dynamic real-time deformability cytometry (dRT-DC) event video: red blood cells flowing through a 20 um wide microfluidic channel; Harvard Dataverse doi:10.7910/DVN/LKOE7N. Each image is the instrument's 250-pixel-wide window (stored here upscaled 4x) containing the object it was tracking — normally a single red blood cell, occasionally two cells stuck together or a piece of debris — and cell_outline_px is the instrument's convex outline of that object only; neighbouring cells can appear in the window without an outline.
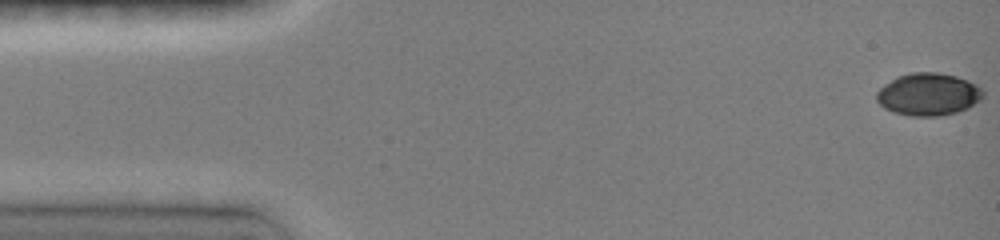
{"species": "common noctule bat (a hibernating species)", "species_latin": "Nyctalus noctula", "temperature_condition": "room temperature", "stored_images_in_passage": 36, "camera_frame_rate_fps": 3000, "um_per_image_px": 0.085, "animal": {"sex": "female", "body_mass_g": 19.0, "forearm_length_mm": 51.5}, "frame": {"image": 1, "passage_image": 1, "time_ms": 0.0, "image_size_px": [1000, 240], "cell_outline_px": [[984, 96], [980, 100], [968, 108], [956, 112], [940, 116], [908, 116], [892, 112], [884, 108], [876, 100], [876, 92], [884, 84], [896, 76], [912, 72], [936, 72], [956, 76], [968, 80], [976, 84], [984, 92]], "centroid_in_image_um": [78.89, 8.02], "position_along_channel_um": 6.1, "area_um2": 26.59}}
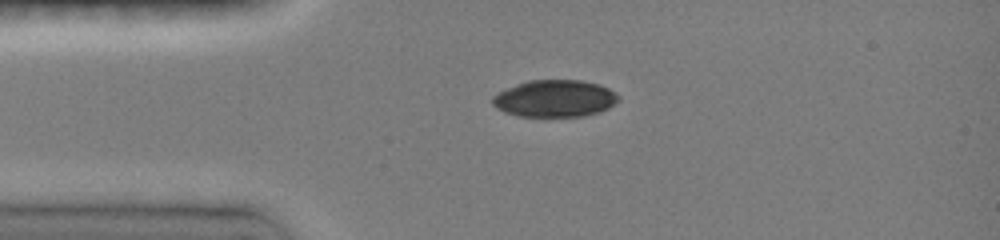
{"frame": {"image": 2, "passage_image": 18, "time_ms": 3.333, "image_size_px": [1000, 240], "cell_outline_px": [[620, 100], [608, 108], [600, 112], [584, 116], [520, 116], [504, 112], [496, 108], [492, 104], [492, 96], [496, 92], [516, 84], [528, 80], [580, 80], [600, 84], [616, 92], [620, 96]], "centroid_in_image_um": [47.16, 8.36], "position_along_channel_um": 37.8, "area_um2": 27.46}}
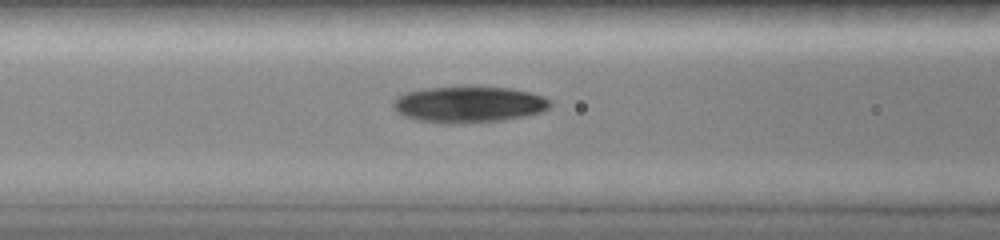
{"frame": {"image": 3, "passage_image": 29, "time_ms": 6.0, "image_size_px": [1000, 240], "cell_outline_px": [[552, 104], [544, 112], [524, 116], [500, 120], [448, 124], [444, 124], [420, 120], [404, 116], [396, 112], [392, 104], [392, 100], [396, 96], [404, 92], [424, 88], [512, 88], [532, 92], [544, 96]], "centroid_in_image_um": [39.82, 8.88], "position_along_channel_um": 126.8, "area_um2": 32.95}}